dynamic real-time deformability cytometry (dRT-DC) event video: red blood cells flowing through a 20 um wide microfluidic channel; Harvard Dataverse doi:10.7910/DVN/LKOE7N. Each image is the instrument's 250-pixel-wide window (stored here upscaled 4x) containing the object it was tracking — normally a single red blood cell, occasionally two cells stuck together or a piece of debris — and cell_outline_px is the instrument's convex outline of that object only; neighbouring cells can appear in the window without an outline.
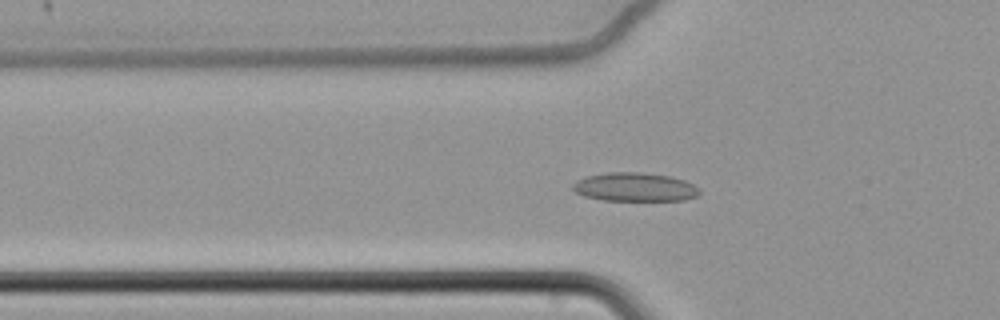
{"species": "common noctule bat (a hibernating species)", "species_latin": "Nyctalus noctula", "temperature_condition": "cold", "stored_images_in_passage": 66, "camera_frame_rate_fps": 3000, "um_per_image_px": 0.085, "animal": {"sex": "female", "body_mass_g": 22.7, "forearm_length_mm": 54.2}, "frame": {"image": 1, "passage_image": 26, "time_ms": 8.333, "image_size_px": [1000, 320], "cell_outline_px": [[700, 192], [696, 196], [684, 200], [604, 200], [584, 196], [576, 192], [572, 188], [572, 184], [576, 180], [588, 176], [608, 172], [640, 172], [672, 176], [684, 180], [700, 188]], "centroid_in_image_um": [53.96, 15.89], "position_along_channel_um": 71.8, "area_um2": 21.15}}
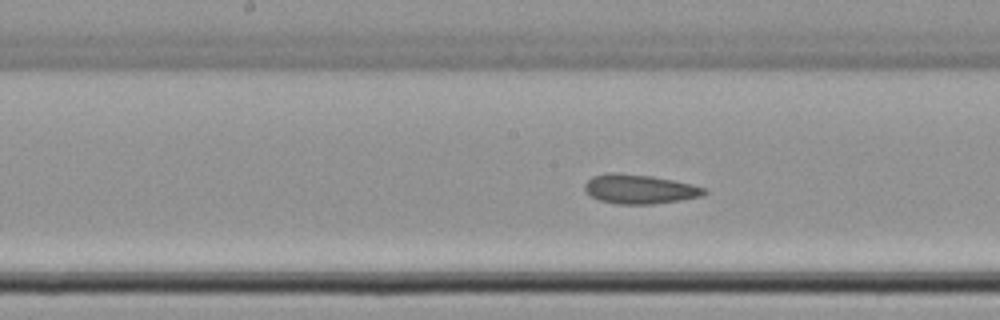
{"frame": {"image": 2, "passage_image": 37, "time_ms": 12.0, "image_size_px": [1000, 320], "cell_outline_px": [[708, 192], [704, 196], [680, 200], [652, 204], [616, 204], [600, 200], [592, 196], [584, 188], [584, 184], [592, 176], [608, 172], [616, 172], [652, 176], [692, 184], [704, 188]], "centroid_in_image_um": [54.37, 16.07], "position_along_channel_um": 193.8, "area_um2": 20.4}}
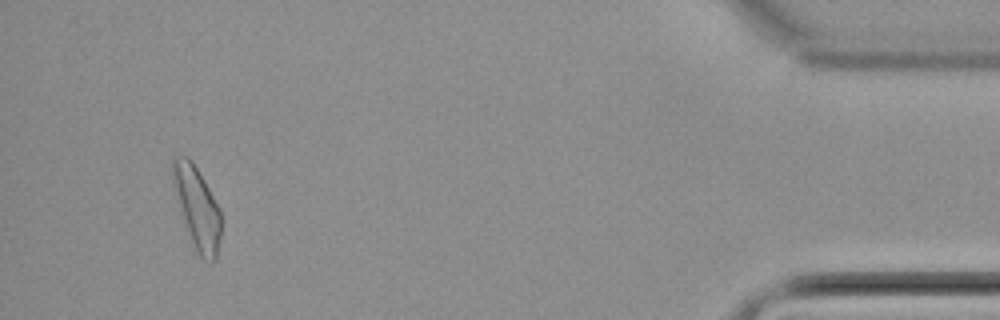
{"frame": {"image": 3, "passage_image": 63, "time_ms": 20.667, "image_size_px": [1000, 320], "cell_outline_px": [[220, 236], [216, 260], [212, 264], [204, 260], [196, 252], [184, 220], [176, 196], [172, 180], [172, 160], [176, 156], [188, 156], [192, 160], [204, 180], [220, 208]], "centroid_in_image_um": [16.76, 17.66], "position_along_channel_um": 418.4, "area_um2": 22.77}, "authors_computed_cell_mechanics": {"area_um2": 21.2993, "velocity_mm_per_s": 3.3879, "shape_relaxation_time_tau1_ms": null, "shape_relaxation_time_tau2_ms": 4.3855, "deformation_change_tau1": null, "deformation_change_tau2": 0.0923}}